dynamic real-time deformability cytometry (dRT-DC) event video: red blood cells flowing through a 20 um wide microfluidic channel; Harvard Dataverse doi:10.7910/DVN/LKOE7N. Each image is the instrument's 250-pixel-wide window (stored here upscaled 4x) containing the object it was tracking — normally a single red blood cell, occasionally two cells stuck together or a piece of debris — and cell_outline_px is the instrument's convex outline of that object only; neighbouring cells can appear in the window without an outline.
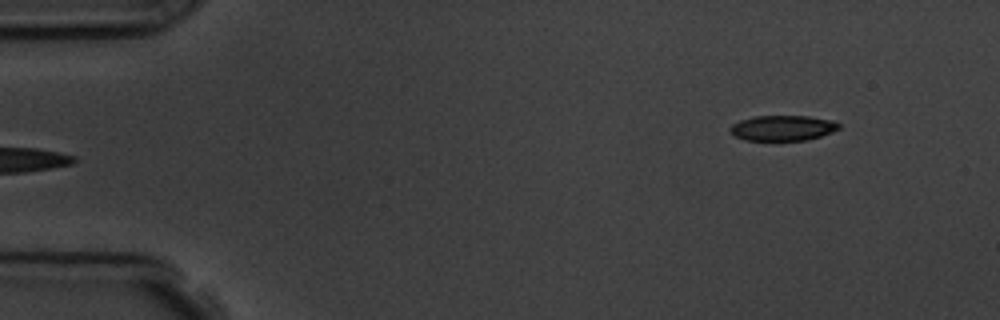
{"species": "common noctule bat (a hibernating species)", "species_latin": "Nyctalus noctula", "temperature_condition": "room temperature", "stored_images_in_passage": 2, "camera_frame_rate_fps": 3000, "um_per_image_px": 0.085, "animal": {"sex": "male", "body_mass_g": 19.5, "forearm_length_mm": 54.6}, "frame": {"image": 1, "passage_image": 2, "time_ms": 1.0, "image_size_px": [1000, 320], "cell_outline_px": [[840, 128], [832, 132], [808, 140], [744, 140], [736, 136], [728, 128], [732, 124], [740, 120], [756, 116], [808, 116], [832, 120], [840, 124]], "centroid_in_image_um": [66.54, 10.88], "position_along_channel_um": 18.5, "area_um2": 16.01}}